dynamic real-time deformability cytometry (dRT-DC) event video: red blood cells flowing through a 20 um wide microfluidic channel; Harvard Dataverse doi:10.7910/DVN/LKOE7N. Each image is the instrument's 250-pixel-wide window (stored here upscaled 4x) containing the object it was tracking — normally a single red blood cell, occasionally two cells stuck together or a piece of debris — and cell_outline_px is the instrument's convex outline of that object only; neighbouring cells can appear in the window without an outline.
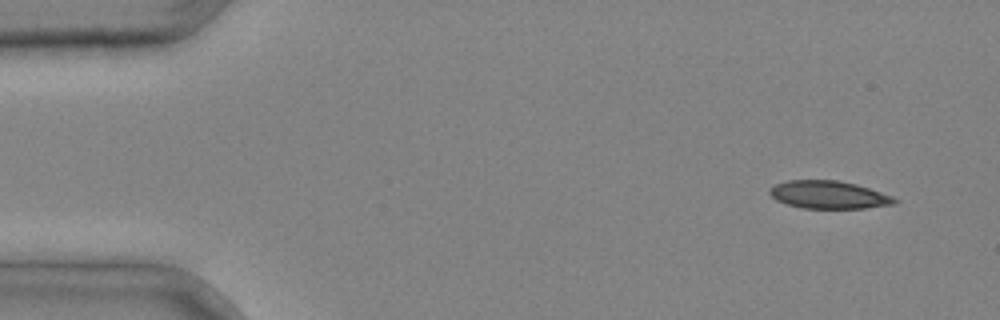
{"species": "common noctule bat (a hibernating species)", "species_latin": "Nyctalus noctula", "temperature_condition": "cold", "stored_images_in_passage": 3, "camera_frame_rate_fps": 3000, "um_per_image_px": 0.085, "animal": {"sex": "male", "body_mass_g": 20.4}, "frame": {"image": 1, "passage_image": 1, "time_ms": 0.0, "image_size_px": [1000, 320], "cell_outline_px": [[900, 200], [896, 204], [864, 208], [804, 208], [788, 204], [776, 200], [768, 192], [768, 188], [776, 184], [788, 180], [836, 180], [856, 184], [892, 196]], "centroid_in_image_um": [70.44, 16.55], "position_along_channel_um": 14.6, "area_um2": 20.17}}
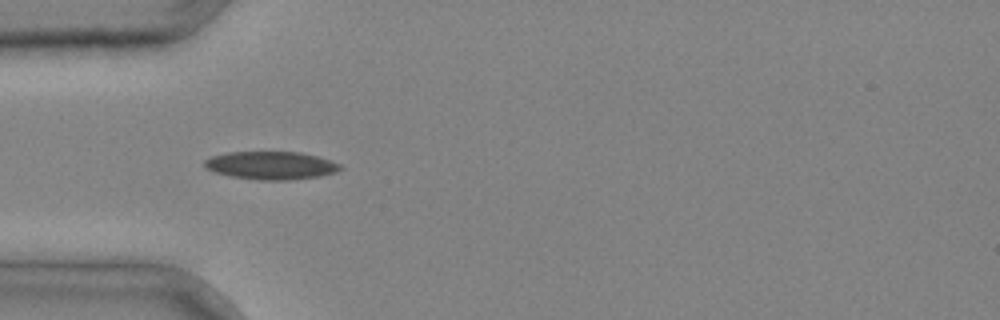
{"frame": {"image": 2, "passage_image": 3, "time_ms": 0.667, "image_size_px": [1000, 320], "cell_outline_px": [[344, 168], [336, 172], [320, 176], [288, 180], [260, 180], [232, 176], [216, 172], [204, 168], [204, 160], [212, 156], [228, 152], [300, 152], [316, 156], [340, 164]], "centroid_in_image_um": [23.04, 14.06], "position_along_channel_um": 62.0, "area_um2": 22.02}}